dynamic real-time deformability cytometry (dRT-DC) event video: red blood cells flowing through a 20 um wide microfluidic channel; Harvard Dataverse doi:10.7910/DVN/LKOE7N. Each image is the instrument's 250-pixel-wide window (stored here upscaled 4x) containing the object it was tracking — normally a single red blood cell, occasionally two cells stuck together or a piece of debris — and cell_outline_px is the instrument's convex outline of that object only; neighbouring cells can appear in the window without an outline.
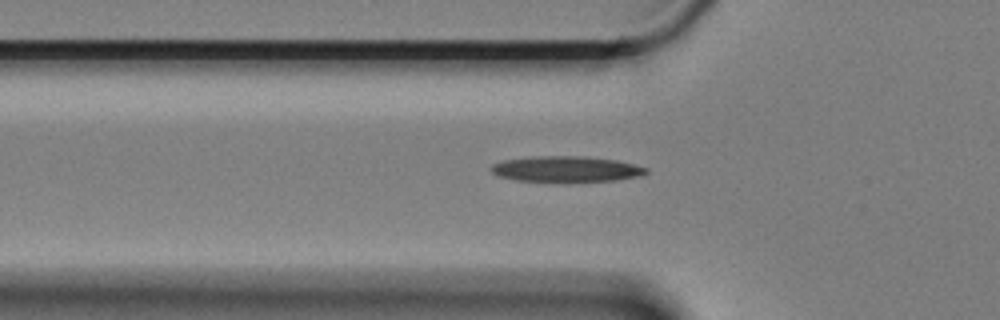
{"species": "Egyptian fruit bat (a non-hibernating species)", "species_latin": "Rousettus aegyptiacus", "temperature_condition": "cold", "stored_images_in_passage": 40, "camera_frame_rate_fps": 3000, "um_per_image_px": 0.085, "animal": {"sex": "female"}, "frame": {"image": 1, "passage_image": 6, "time_ms": 1.667, "image_size_px": [1000, 320], "cell_outline_px": [[648, 172], [640, 176], [616, 180], [564, 184], [516, 180], [500, 176], [492, 172], [492, 164], [504, 160], [532, 156], [580, 156], [616, 160], [648, 168]], "centroid_in_image_um": [48.13, 14.41], "position_along_channel_um": 77.7, "area_um2": 23.93}}
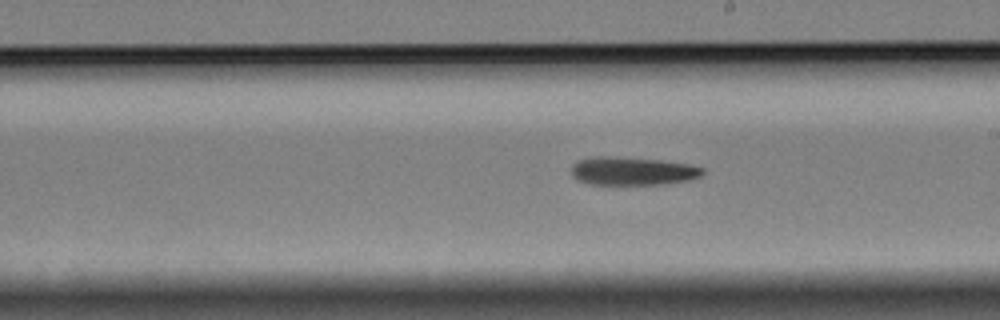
{"frame": {"image": 2, "passage_image": 20, "time_ms": 6.333, "image_size_px": [1000, 320], "cell_outline_px": [[704, 172], [700, 176], [688, 180], [668, 184], [588, 184], [576, 180], [572, 176], [572, 164], [576, 160], [596, 156], [604, 156], [660, 160], [688, 164], [704, 168]], "centroid_in_image_um": [53.73, 14.54], "position_along_channel_um": 235.3, "area_um2": 21.62}}
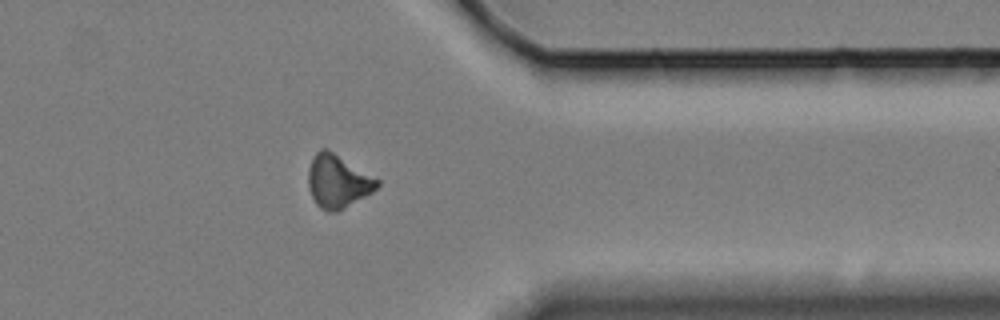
{"frame": {"image": 3, "passage_image": 34, "time_ms": 11.0, "image_size_px": [1000, 320], "cell_outline_px": [[380, 184], [372, 192], [344, 208], [336, 212], [328, 212], [320, 208], [316, 204], [308, 188], [308, 168], [312, 156], [320, 148], [328, 148], [380, 180]], "centroid_in_image_um": [28.69, 15.39], "position_along_channel_um": 382.7, "area_um2": 21.5}, "authors_computed_cell_mechanics": {"area_um2": 21.9062, "velocity_mm_per_s": 3.3552, "shape_relaxation_time_tau1_ms": 7.4104, "shape_relaxation_time_tau2_ms": null, "deformation_change_tau1": 0.1521, "deformation_change_tau2": null}}